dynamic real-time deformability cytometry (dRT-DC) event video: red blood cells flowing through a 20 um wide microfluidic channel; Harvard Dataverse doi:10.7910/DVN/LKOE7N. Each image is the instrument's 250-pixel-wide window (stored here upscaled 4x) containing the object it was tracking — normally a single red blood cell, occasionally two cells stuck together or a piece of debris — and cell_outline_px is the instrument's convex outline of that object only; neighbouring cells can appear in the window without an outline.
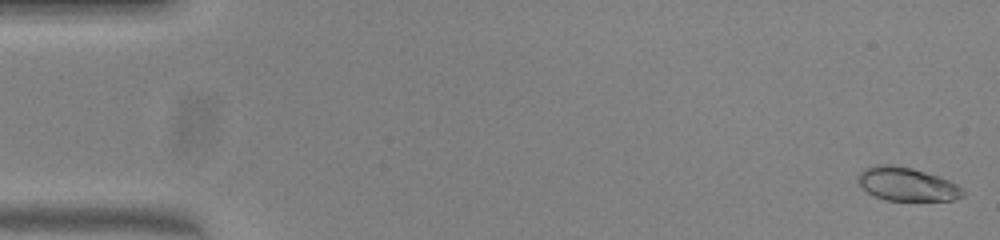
{"species": "common noctule bat (a hibernating species)", "species_latin": "Nyctalus noctula", "temperature_condition": "warm", "stored_images_in_passage": 52, "camera_frame_rate_fps": 3000, "um_per_image_px": 0.085, "animal": {"sex": "female", "body_mass_g": 23.0, "forearm_length_mm": 53.4}, "frame": {"image": 1, "passage_image": 1, "time_ms": 0.0, "image_size_px": [1000, 240], "cell_outline_px": [[964, 196], [956, 200], [888, 200], [876, 196], [868, 192], [856, 180], [856, 176], [864, 168], [876, 164], [892, 164], [912, 168], [940, 176], [964, 188]], "centroid_in_image_um": [77.1, 15.64], "position_along_channel_um": 7.9, "area_um2": 20.58}}
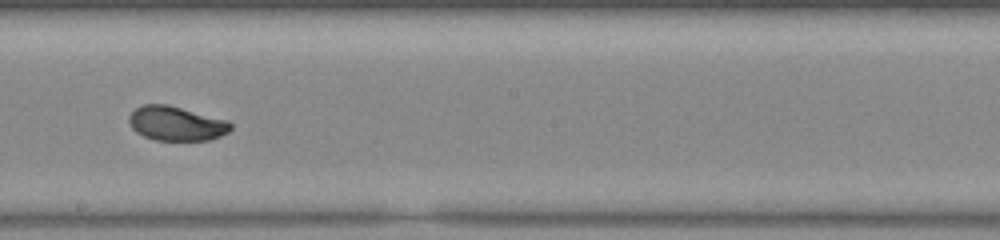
{"frame": {"image": 2, "passage_image": 29, "time_ms": 9.333, "image_size_px": [1000, 240], "cell_outline_px": [[232, 128], [228, 132], [220, 136], [208, 140], [152, 140], [136, 132], [132, 128], [128, 120], [128, 116], [136, 108], [144, 104], [168, 104], [228, 120], [232, 124]], "centroid_in_image_um": [14.98, 10.49], "position_along_channel_um": 233.2, "area_um2": 20.46}}
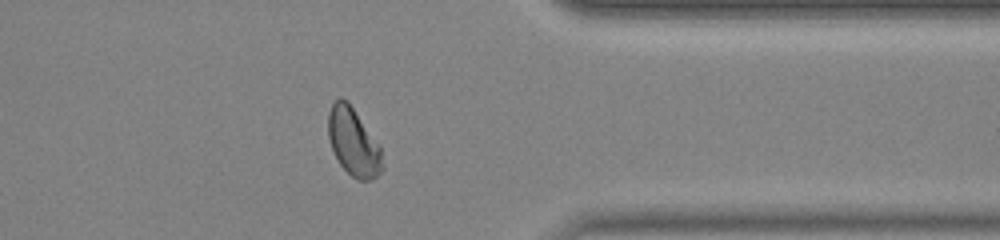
{"frame": {"image": 3, "passage_image": 41, "time_ms": 13.333, "image_size_px": [1000, 240], "cell_outline_px": [[384, 168], [376, 176], [368, 180], [356, 180], [340, 164], [332, 148], [328, 136], [328, 112], [332, 104], [340, 96], [348, 100], [380, 144], [384, 164]], "centroid_in_image_um": [30.06, 12.05], "position_along_channel_um": 381.3, "area_um2": 21.62}, "authors_computed_cell_mechanics": {"area_um2": 20.808, "velocity_mm_per_s": 3.9803, "shape_relaxation_time_tau1_ms": 3.1849, "shape_relaxation_time_tau2_ms": 0.9186, "deformation_change_tau1": 0.1422, "deformation_change_tau2": 0.0408}}